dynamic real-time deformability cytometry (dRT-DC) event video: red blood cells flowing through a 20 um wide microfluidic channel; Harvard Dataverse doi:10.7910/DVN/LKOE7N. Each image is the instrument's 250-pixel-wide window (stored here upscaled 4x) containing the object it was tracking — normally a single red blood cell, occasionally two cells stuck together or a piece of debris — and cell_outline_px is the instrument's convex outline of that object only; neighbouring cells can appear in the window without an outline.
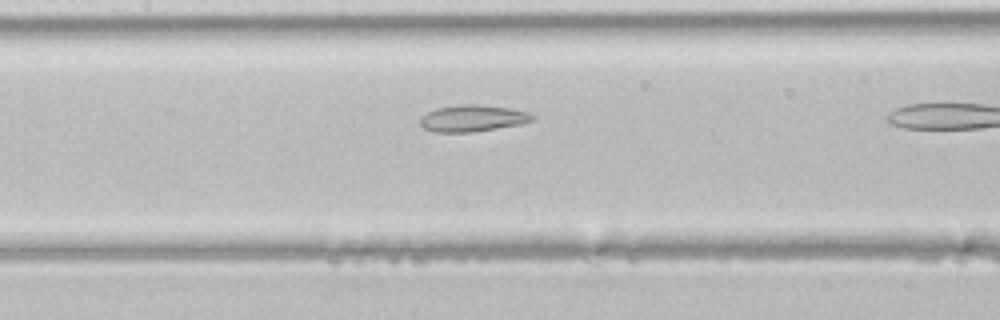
{"species": "common noctule bat (a hibernating species)", "species_latin": "Nyctalus noctula", "temperature_condition": "room temperature", "stored_images_in_passage": 26, "camera_frame_rate_fps": 3000, "um_per_image_px": 0.085, "animal": {"sex": "male", "body_mass_g": 21.5, "forearm_length_mm": 52.0}, "frame": {"image": 1, "passage_image": 12, "time_ms": 3.667, "image_size_px": [1000, 320], "cell_outline_px": [[536, 120], [520, 124], [472, 132], [436, 132], [424, 128], [420, 124], [420, 116], [436, 108], [464, 104], [476, 104], [508, 108], [532, 112], [536, 116]], "centroid_in_image_um": [40.21, 10.05], "position_along_channel_um": 167.2, "area_um2": 17.46}}